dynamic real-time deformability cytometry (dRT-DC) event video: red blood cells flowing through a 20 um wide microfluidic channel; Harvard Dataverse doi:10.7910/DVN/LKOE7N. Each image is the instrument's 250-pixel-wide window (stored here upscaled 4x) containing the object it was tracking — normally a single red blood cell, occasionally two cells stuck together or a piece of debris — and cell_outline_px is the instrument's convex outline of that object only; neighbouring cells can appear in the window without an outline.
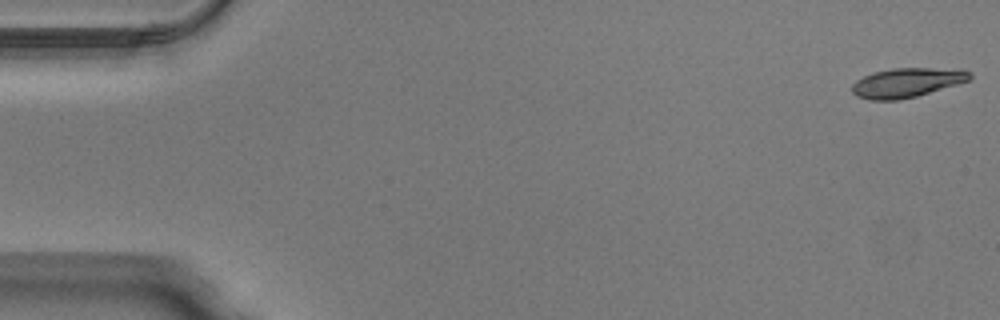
{"species": "Egyptian fruit bat (a non-hibernating species)", "species_latin": "Rousettus aegyptiacus", "temperature_condition": "warm", "stored_images_in_passage": 50, "camera_frame_rate_fps": 3000, "um_per_image_px": 0.085, "animal": {"sex": "male"}, "frame": {"image": 1, "passage_image": 1, "time_ms": 0.0, "image_size_px": [1000, 320], "cell_outline_px": [[972, 80], [916, 96], [900, 100], [868, 100], [856, 96], [852, 92], [852, 84], [856, 80], [872, 72], [892, 68], [964, 68], [972, 72]], "centroid_in_image_um": [77.13, 7.01], "position_along_channel_um": 7.9, "area_um2": 20.58}}
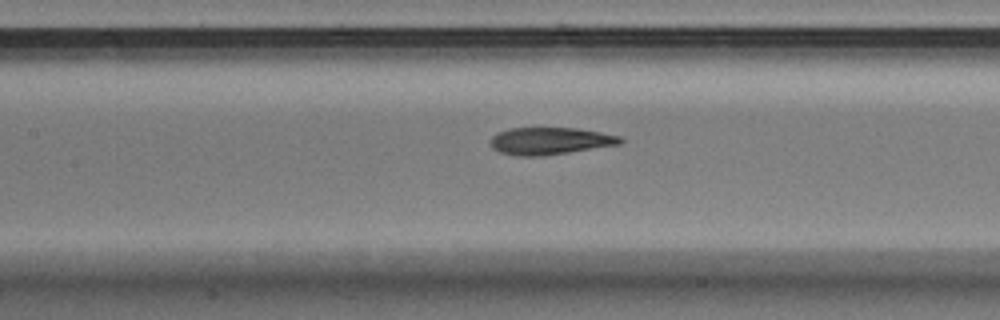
{"frame": {"image": 2, "passage_image": 23, "time_ms": 7.333, "image_size_px": [1000, 320], "cell_outline_px": [[624, 140], [620, 144], [544, 156], [516, 156], [500, 152], [492, 148], [488, 140], [496, 132], [512, 128], [576, 128], [600, 132], [620, 136]], "centroid_in_image_um": [46.7, 11.98], "position_along_channel_um": 160.7, "area_um2": 20.69}}
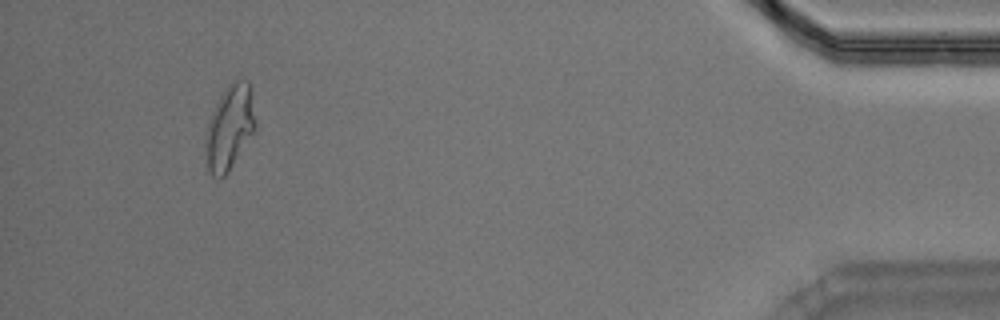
{"frame": {"image": 3, "passage_image": 47, "time_ms": 15.333, "image_size_px": [1000, 320], "cell_outline_px": [[256, 128], [228, 172], [224, 176], [212, 176], [208, 172], [204, 144], [208, 124], [212, 112], [220, 96], [228, 84], [232, 80], [248, 80], [252, 88], [256, 120]], "centroid_in_image_um": [19.53, 10.8], "position_along_channel_um": 415.7, "area_um2": 24.68}, "authors_computed_cell_mechanics": {"area_um2": 21.097, "velocity_mm_per_s": 4.0293, "shape_relaxation_time_tau1_ms": null, "shape_relaxation_time_tau2_ms": 2.2399, "deformation_change_tau1": null, "deformation_change_tau2": 0.0961}}